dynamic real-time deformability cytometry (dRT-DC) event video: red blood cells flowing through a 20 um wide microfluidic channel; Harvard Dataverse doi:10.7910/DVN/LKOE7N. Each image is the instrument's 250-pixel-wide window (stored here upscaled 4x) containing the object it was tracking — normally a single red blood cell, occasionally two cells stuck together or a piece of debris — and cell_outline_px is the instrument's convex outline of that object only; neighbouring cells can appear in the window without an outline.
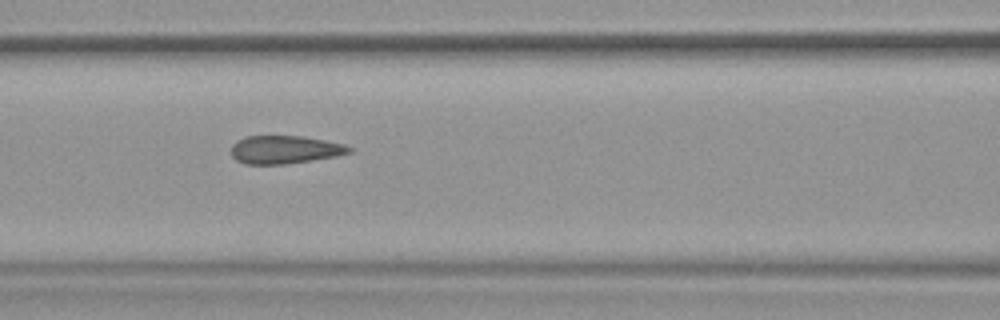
{"species": "common noctule bat (a hibernating species)", "species_latin": "Nyctalus noctula", "temperature_condition": "warm", "stored_images_in_passage": 38, "camera_frame_rate_fps": 3000, "um_per_image_px": 0.085, "animal": {"sex": "female", "body_mass_g": 19.9}, "frame": {"image": 1, "passage_image": 12, "time_ms": 3.667, "image_size_px": [1000, 320], "cell_outline_px": [[352, 152], [336, 156], [312, 160], [284, 164], [244, 164], [236, 160], [232, 156], [232, 144], [236, 140], [244, 136], [304, 136], [344, 144], [352, 148]], "centroid_in_image_um": [24.19, 12.71], "position_along_channel_um": 142.4, "area_um2": 19.36}}